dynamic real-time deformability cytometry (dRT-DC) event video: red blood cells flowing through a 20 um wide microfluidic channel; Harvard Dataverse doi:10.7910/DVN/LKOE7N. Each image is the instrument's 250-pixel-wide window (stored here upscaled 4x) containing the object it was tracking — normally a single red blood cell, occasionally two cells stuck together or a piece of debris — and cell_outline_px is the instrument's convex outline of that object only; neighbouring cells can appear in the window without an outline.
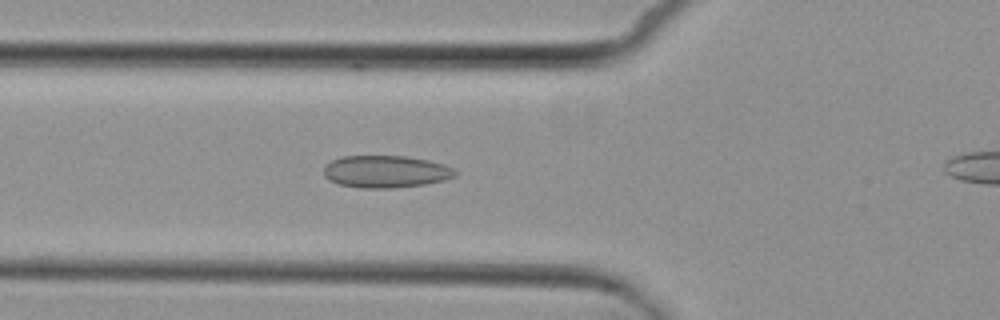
{"species": "common noctule bat (a hibernating species)", "species_latin": "Nyctalus noctula", "temperature_condition": "cold", "stored_images_in_passage": 6, "camera_frame_rate_fps": 3000, "um_per_image_px": 0.085, "animal": {"sex": "female", "body_mass_g": 29.2, "forearm_length_mm": 56.3}, "frame": {"image": 1, "passage_image": 5, "time_ms": 5.333, "image_size_px": [1000, 320], "cell_outline_px": [[456, 176], [444, 180], [424, 184], [392, 188], [360, 188], [340, 184], [328, 180], [324, 176], [324, 164], [340, 156], [404, 156], [428, 160], [444, 164], [452, 168], [456, 172]], "centroid_in_image_um": [32.75, 14.58], "position_along_channel_um": 93.0, "area_um2": 24.74}}